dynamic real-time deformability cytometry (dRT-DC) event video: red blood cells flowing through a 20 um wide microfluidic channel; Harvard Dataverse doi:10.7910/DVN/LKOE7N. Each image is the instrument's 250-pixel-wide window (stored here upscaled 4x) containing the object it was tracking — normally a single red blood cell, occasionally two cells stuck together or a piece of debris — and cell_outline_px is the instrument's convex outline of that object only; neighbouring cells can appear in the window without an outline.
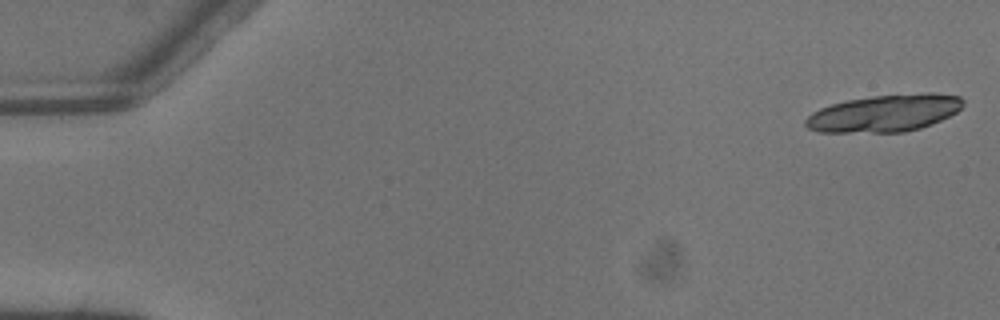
{"species": "common noctule bat (a hibernating species)", "species_latin": "Nyctalus noctula", "temperature_condition": "warm", "stored_images_in_passage": 6, "camera_frame_rate_fps": 3000, "um_per_image_px": 0.085, "animal": {"sex": "male", "body_mass_g": 13.3}, "frame": {"image": 1, "passage_image": 1, "time_ms": 0.0, "image_size_px": [1000, 320], "cell_outline_px": [[964, 104], [956, 112], [940, 120], [920, 128], [904, 132], [820, 132], [808, 128], [804, 124], [804, 120], [812, 112], [820, 108], [832, 104], [848, 100], [872, 96], [928, 92], [932, 92], [960, 96], [964, 100]], "centroid_in_image_um": [75.18, 9.61], "position_along_channel_um": 9.8, "area_um2": 34.04}}
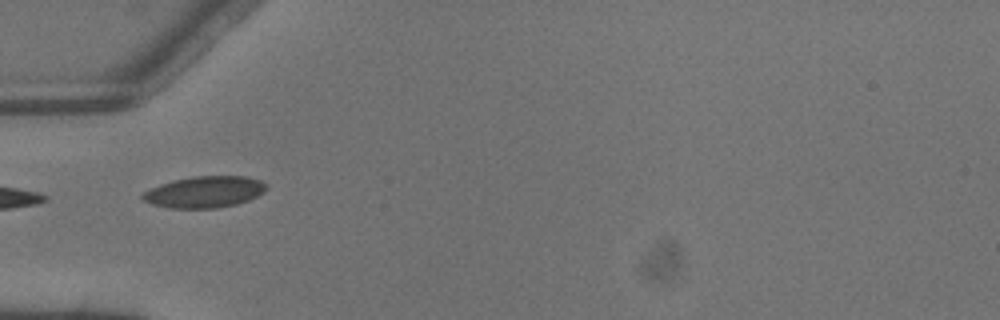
{"frame": {"image": 2, "passage_image": 5, "time_ms": 1.333, "image_size_px": [1000, 320], "cell_outline_px": [[268, 188], [264, 192], [248, 200], [236, 204], [216, 208], [168, 208], [152, 204], [140, 200], [140, 196], [144, 192], [160, 184], [172, 180], [196, 176], [244, 176], [260, 180], [268, 184]], "centroid_in_image_um": [17.38, 16.31], "position_along_channel_um": 67.6, "area_um2": 22.77}}
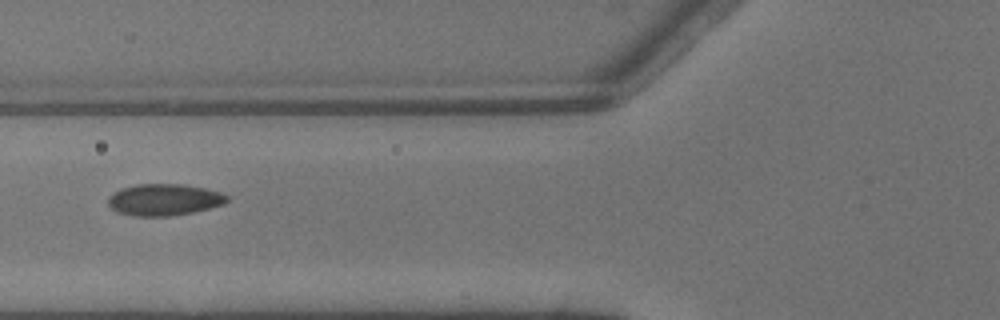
{"frame": {"image": 3, "passage_image": 6, "time_ms": 1.667, "image_size_px": [1000, 320], "cell_outline_px": [[228, 200], [224, 204], [192, 212], [172, 216], [136, 216], [116, 212], [108, 204], [108, 196], [124, 188], [136, 184], [184, 184], [204, 188], [220, 192], [228, 196]], "centroid_in_image_um": [13.95, 16.98], "position_along_channel_um": 111.8, "area_um2": 21.79}}